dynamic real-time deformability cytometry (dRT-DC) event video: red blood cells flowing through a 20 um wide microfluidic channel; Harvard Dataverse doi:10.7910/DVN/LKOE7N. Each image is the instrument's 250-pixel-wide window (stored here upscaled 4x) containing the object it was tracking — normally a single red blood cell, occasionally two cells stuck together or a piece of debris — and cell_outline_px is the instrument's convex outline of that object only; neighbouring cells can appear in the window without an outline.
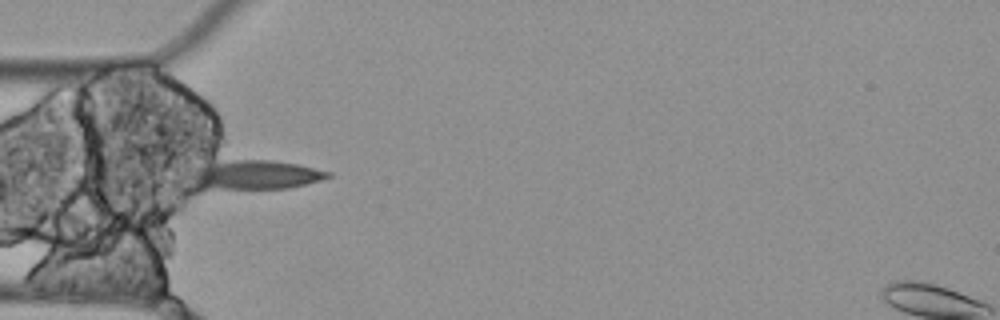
{"species": "Egyptian fruit bat (a non-hibernating species)", "species_latin": "Rousettus aegyptiacus", "temperature_condition": "cold", "stored_images_in_passage": 6, "camera_frame_rate_fps": 3000, "um_per_image_px": 0.085, "animal": {"sex": "female"}, "frame": {"image": 1, "passage_image": 1, "time_ms": 0.0, "image_size_px": [1000, 320], "cell_outline_px": [[332, 176], [320, 180], [288, 188], [196, 192], [192, 192], [172, 172], [172, 168], [232, 160], [272, 160], [300, 164], [332, 172]], "centroid_in_image_um": [21.02, 14.91], "position_along_channel_um": 64.0, "area_um2": 27.17}}
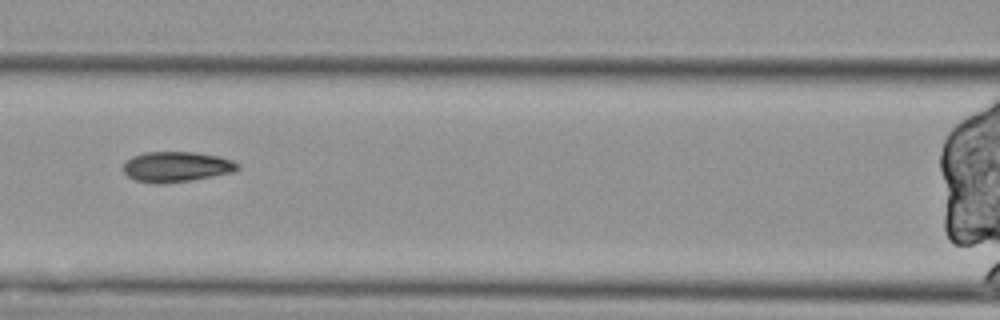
{"frame": {"image": 2, "passage_image": 3, "time_ms": 0.667, "image_size_px": [1000, 320], "cell_outline_px": [[240, 168], [232, 172], [212, 176], [188, 180], [160, 184], [156, 184], [136, 180], [128, 176], [124, 172], [124, 164], [132, 156], [144, 152], [196, 152], [220, 156], [232, 160], [240, 164]], "centroid_in_image_um": [15.01, 14.16], "position_along_channel_um": 151.6, "area_um2": 20.11}}
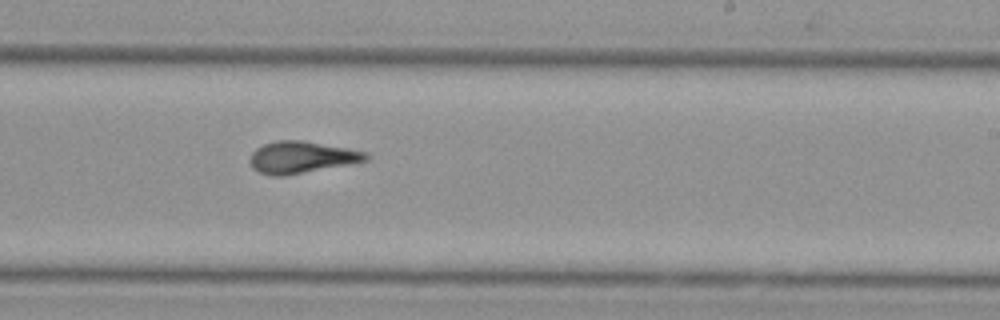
{"frame": {"image": 3, "passage_image": 6, "time_ms": 1.667, "image_size_px": [1000, 320], "cell_outline_px": [[368, 160], [284, 176], [272, 176], [260, 172], [252, 168], [248, 160], [252, 152], [256, 148], [264, 144], [276, 140], [304, 140], [348, 148], [368, 152]], "centroid_in_image_um": [25.59, 13.35], "position_along_channel_um": 263.4, "area_um2": 21.5}}